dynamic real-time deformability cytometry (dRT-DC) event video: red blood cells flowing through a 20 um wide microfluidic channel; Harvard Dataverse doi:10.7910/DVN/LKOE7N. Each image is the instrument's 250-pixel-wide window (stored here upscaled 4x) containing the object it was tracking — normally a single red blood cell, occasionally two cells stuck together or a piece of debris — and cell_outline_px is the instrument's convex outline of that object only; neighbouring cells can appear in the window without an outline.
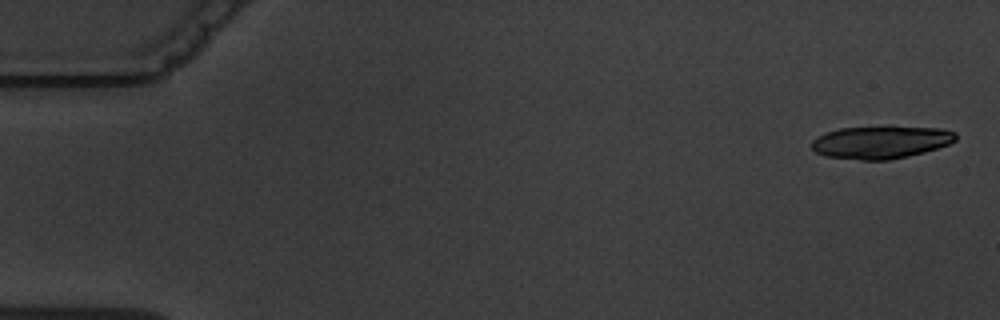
{"species": "common noctule bat (a hibernating species)", "species_latin": "Nyctalus noctula", "temperature_condition": "warm", "stored_images_in_passage": 5, "camera_frame_rate_fps": 3000, "um_per_image_px": 0.085, "animal": {"sex": "male", "body_mass_g": 19.5, "forearm_length_mm": 54.6}, "frame": {"image": 1, "passage_image": 1, "time_ms": 0.0, "image_size_px": [1000, 320], "cell_outline_px": [[956, 140], [948, 144], [924, 152], [908, 156], [888, 160], [860, 160], [824, 156], [816, 152], [812, 148], [812, 140], [816, 136], [840, 128], [888, 124], [892, 124], [940, 128], [956, 132]], "centroid_in_image_um": [74.88, 12.04], "position_along_channel_um": 10.1, "area_um2": 28.32}}
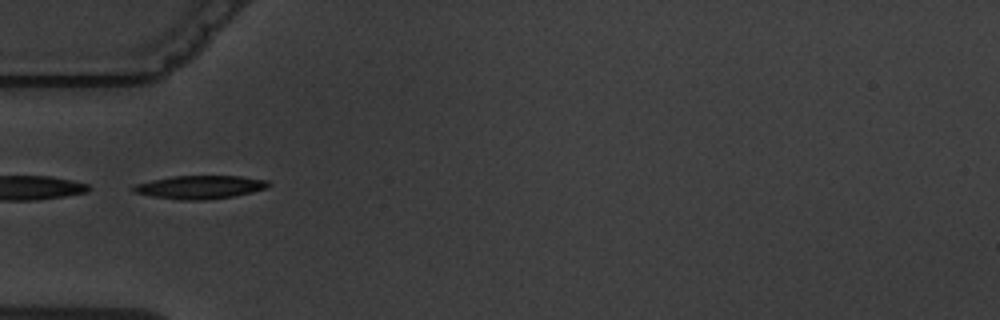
{"frame": {"image": 2, "passage_image": 5, "time_ms": 5.667, "image_size_px": [1000, 320], "cell_outline_px": [[272, 184], [268, 188], [252, 192], [232, 196], [204, 200], [180, 200], [152, 196], [132, 192], [132, 188], [136, 184], [152, 180], [172, 176], [240, 176], [268, 180]], "centroid_in_image_um": [17.02, 15.9], "position_along_channel_um": 68.0, "area_um2": 18.32}}